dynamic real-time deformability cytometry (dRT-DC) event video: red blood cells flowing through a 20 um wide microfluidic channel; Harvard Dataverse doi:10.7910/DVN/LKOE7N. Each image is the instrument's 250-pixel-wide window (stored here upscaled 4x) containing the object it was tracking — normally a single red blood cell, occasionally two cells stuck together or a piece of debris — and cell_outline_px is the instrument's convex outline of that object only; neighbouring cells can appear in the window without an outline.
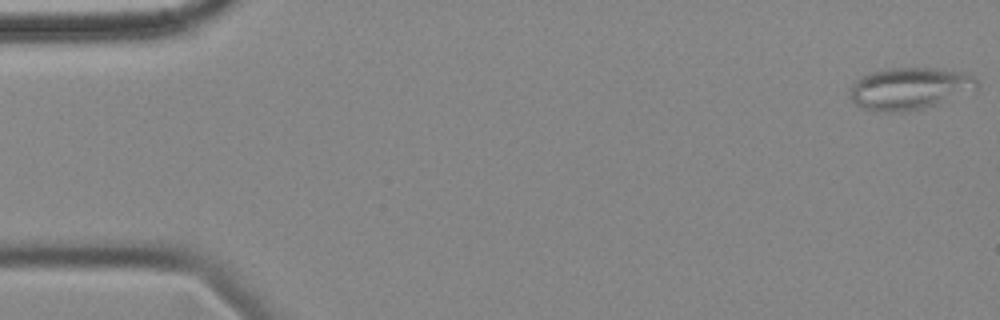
{"species": "common noctule bat (a hibernating species)", "species_latin": "Nyctalus noctula", "temperature_condition": "cold", "stored_images_in_passage": 57, "camera_frame_rate_fps": 3000, "um_per_image_px": 0.085, "animal": {"sex": "female", "body_mass_g": 18.4}, "frame": {"image": 1, "passage_image": 1, "time_ms": 0.0, "image_size_px": [1000, 320], "cell_outline_px": [[980, 84], [976, 92], [940, 104], [924, 108], [900, 112], [872, 112], [860, 108], [848, 96], [852, 84], [856, 80], [872, 72], [888, 68], [936, 68], [964, 72], [972, 76]], "centroid_in_image_um": [77.36, 7.55], "position_along_channel_um": 7.6, "area_um2": 31.91}}
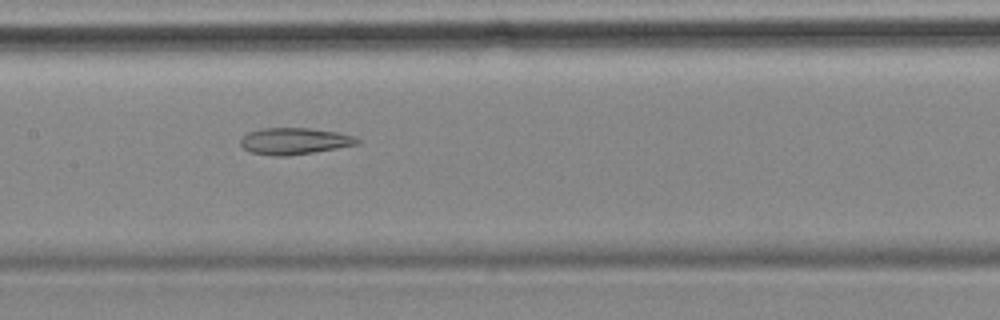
{"frame": {"image": 2, "passage_image": 27, "time_ms": 8.667, "image_size_px": [1000, 320], "cell_outline_px": [[360, 144], [288, 156], [276, 156], [252, 152], [244, 148], [240, 144], [240, 140], [248, 132], [260, 128], [308, 128], [336, 132], [352, 136], [360, 140]], "centroid_in_image_um": [25.01, 11.99], "position_along_channel_um": 182.4, "area_um2": 17.86}}
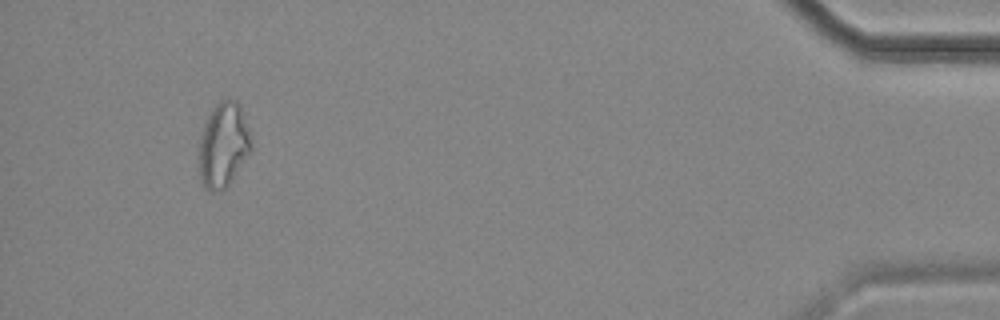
{"frame": {"image": 3, "passage_image": 53, "time_ms": 17.333, "image_size_px": [1000, 320], "cell_outline_px": [[252, 152], [232, 180], [224, 188], [212, 192], [204, 188], [200, 180], [196, 168], [200, 132], [212, 108], [220, 100], [236, 100], [240, 104], [248, 128], [252, 144]], "centroid_in_image_um": [18.95, 12.36], "position_along_channel_um": 416.3, "area_um2": 26.53}}